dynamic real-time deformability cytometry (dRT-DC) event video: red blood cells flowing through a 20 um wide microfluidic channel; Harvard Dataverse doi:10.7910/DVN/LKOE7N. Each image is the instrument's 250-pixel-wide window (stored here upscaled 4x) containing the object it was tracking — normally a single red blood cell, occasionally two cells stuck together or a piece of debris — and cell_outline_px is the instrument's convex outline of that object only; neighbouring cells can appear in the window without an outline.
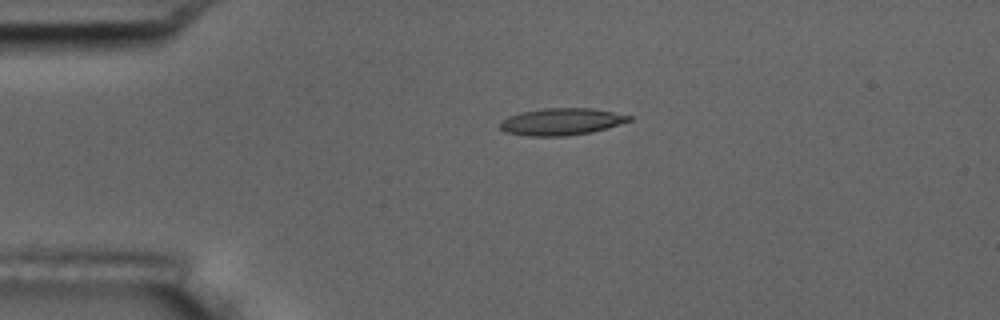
{"species": "common noctule bat (a hibernating species)", "species_latin": "Nyctalus noctula", "temperature_condition": "room temperature", "stored_images_in_passage": 3, "camera_frame_rate_fps": 3000, "um_per_image_px": 0.085, "animal": {"sex": "male", "body_mass_g": 17.5, "forearm_length_mm": 52.3}, "frame": {"image": 1, "passage_image": 2, "time_ms": 1.333, "image_size_px": [1000, 320], "cell_outline_px": [[632, 120], [608, 128], [592, 132], [564, 136], [528, 136], [504, 132], [500, 128], [500, 124], [508, 116], [520, 112], [544, 108], [592, 108], [632, 116]], "centroid_in_image_um": [47.72, 10.34], "position_along_channel_um": 37.3, "area_um2": 20.29}}